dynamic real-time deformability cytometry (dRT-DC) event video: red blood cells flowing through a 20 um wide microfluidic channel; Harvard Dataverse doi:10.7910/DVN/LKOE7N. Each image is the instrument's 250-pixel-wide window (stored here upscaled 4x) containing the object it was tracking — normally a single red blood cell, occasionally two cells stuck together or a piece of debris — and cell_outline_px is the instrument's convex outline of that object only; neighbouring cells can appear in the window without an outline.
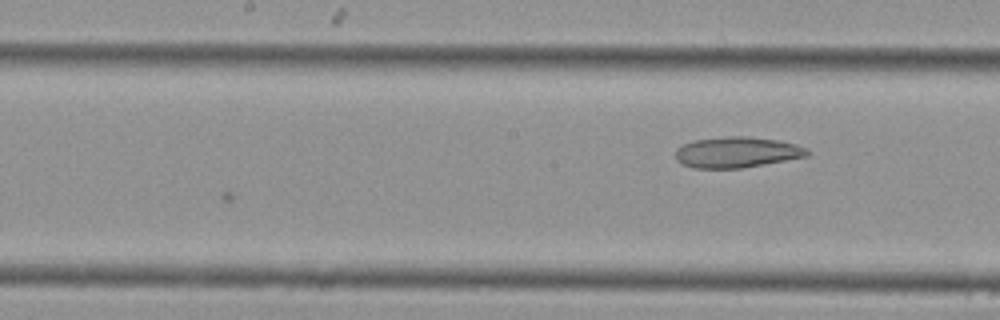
{"species": "Egyptian fruit bat (a non-hibernating species)", "species_latin": "Rousettus aegyptiacus", "temperature_condition": "cold", "stored_images_in_passage": 10, "camera_frame_rate_fps": 3000, "um_per_image_px": 0.085, "animal": {"sex": "female"}, "frame": {"image": 1, "passage_image": 10, "time_ms": 3.0, "image_size_px": [1000, 320], "cell_outline_px": [[808, 156], [744, 168], [692, 168], [680, 164], [676, 160], [676, 148], [692, 140], [728, 136], [744, 136], [776, 140], [796, 144], [804, 148], [808, 152]], "centroid_in_image_um": [62.58, 12.95], "position_along_channel_um": 185.6, "area_um2": 23.64}}